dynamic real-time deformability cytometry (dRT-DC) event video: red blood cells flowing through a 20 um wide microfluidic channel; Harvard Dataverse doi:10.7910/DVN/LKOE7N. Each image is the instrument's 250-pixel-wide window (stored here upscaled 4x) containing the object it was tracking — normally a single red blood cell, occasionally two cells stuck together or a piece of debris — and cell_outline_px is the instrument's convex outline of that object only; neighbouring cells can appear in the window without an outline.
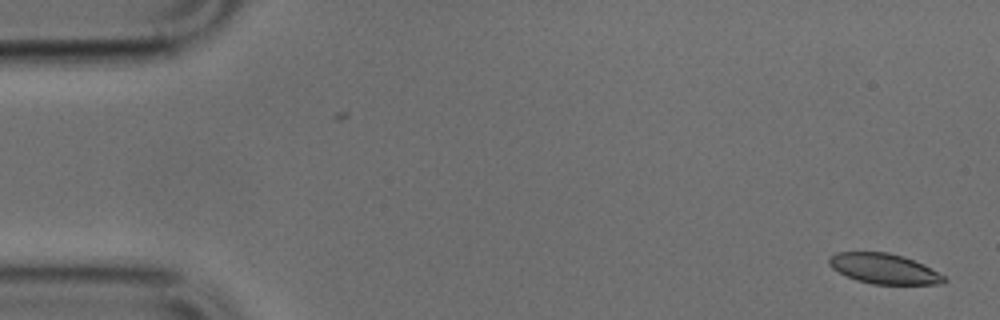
{"species": "common noctule bat (a hibernating species)", "species_latin": "Nyctalus noctula", "temperature_condition": "cold", "stored_images_in_passage": 49, "camera_frame_rate_fps": 3000, "um_per_image_px": 0.085, "animal": {"sex": "male", "body_mass_g": 17.9, "forearm_length_mm": 54.2}, "frame": {"image": 1, "passage_image": 1, "time_ms": 0.0, "image_size_px": [1000, 320], "cell_outline_px": [[948, 280], [940, 284], [872, 284], [856, 280], [832, 268], [828, 264], [828, 256], [836, 252], [888, 252], [904, 256], [924, 264], [944, 276]], "centroid_in_image_um": [75.13, 22.83], "position_along_channel_um": 9.9, "area_um2": 20.29}}
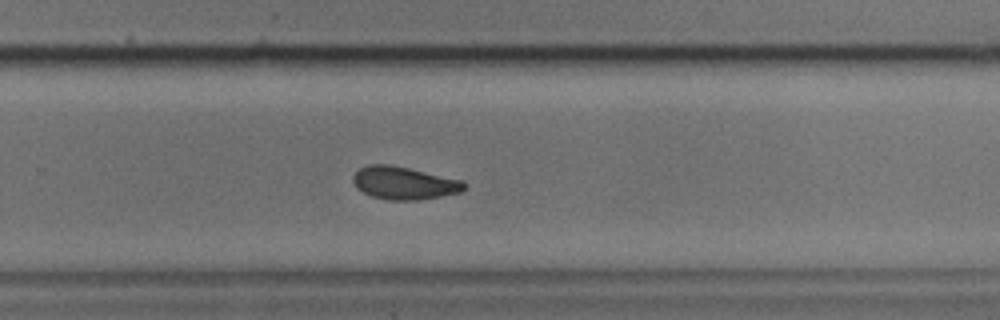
{"frame": {"image": 2, "passage_image": 32, "time_ms": 10.333, "image_size_px": [1000, 320], "cell_outline_px": [[464, 188], [460, 192], [420, 200], [384, 200], [372, 196], [356, 188], [352, 180], [352, 176], [360, 168], [368, 164], [388, 164], [408, 168], [460, 180], [464, 184]], "centroid_in_image_um": [34.27, 15.56], "position_along_channel_um": 295.5, "area_um2": 20.98}}
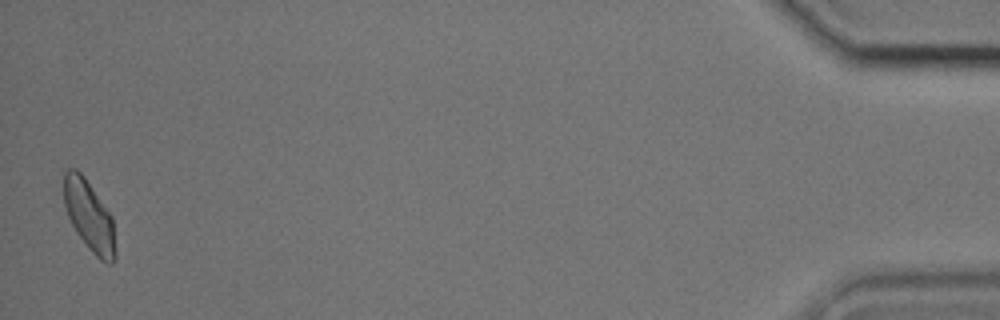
{"frame": {"image": 3, "passage_image": 49, "time_ms": 16.0, "image_size_px": [1000, 320], "cell_outline_px": [[116, 260], [112, 264], [108, 264], [100, 260], [88, 248], [76, 232], [68, 216], [64, 204], [64, 172], [68, 168], [76, 168], [84, 176], [112, 216], [116, 248]], "centroid_in_image_um": [7.6, 18.38], "position_along_channel_um": 427.6, "area_um2": 21.27}}